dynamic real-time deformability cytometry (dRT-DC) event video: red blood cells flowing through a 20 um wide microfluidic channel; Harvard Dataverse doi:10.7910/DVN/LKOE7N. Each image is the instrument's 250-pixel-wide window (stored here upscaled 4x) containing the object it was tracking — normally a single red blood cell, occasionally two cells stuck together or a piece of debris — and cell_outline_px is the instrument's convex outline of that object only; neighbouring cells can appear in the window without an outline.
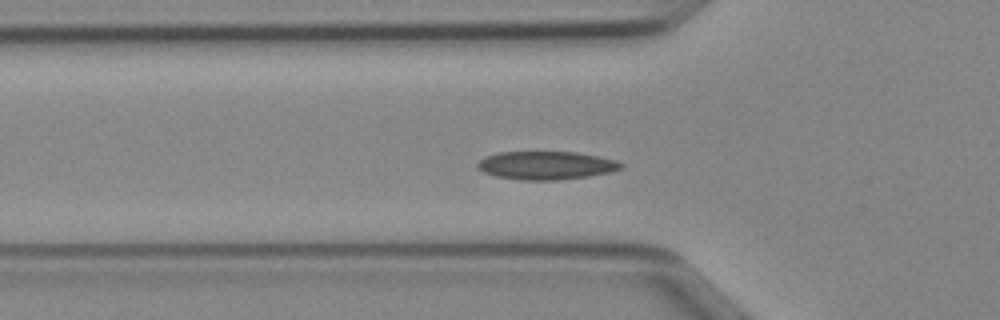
{"species": "Egyptian fruit bat (a non-hibernating species)", "species_latin": "Rousettus aegyptiacus", "temperature_condition": "cold", "stored_images_in_passage": 41, "camera_frame_rate_fps": 3000, "um_per_image_px": 0.085, "animal": {"sex": "female"}, "frame": {"image": 1, "passage_image": 6, "time_ms": 1.667, "image_size_px": [1000, 320], "cell_outline_px": [[624, 168], [612, 172], [588, 176], [560, 180], [520, 180], [496, 176], [484, 172], [476, 168], [476, 164], [484, 156], [500, 152], [576, 152], [616, 160], [624, 164]], "centroid_in_image_um": [46.42, 14.06], "position_along_channel_um": 79.4, "area_um2": 23.76}}
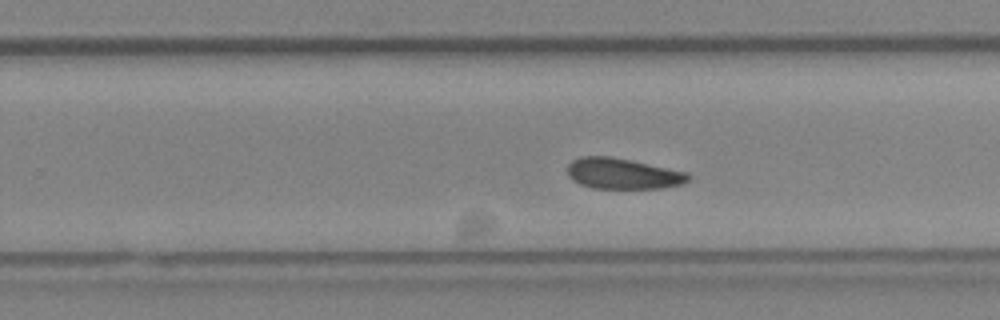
{"frame": {"image": 2, "passage_image": 21, "time_ms": 6.667, "image_size_px": [1000, 320], "cell_outline_px": [[692, 176], [684, 184], [664, 188], [592, 188], [580, 184], [572, 180], [568, 176], [568, 164], [572, 160], [580, 156], [612, 156], [632, 160], [688, 172]], "centroid_in_image_um": [52.96, 14.75], "position_along_channel_um": 276.8, "area_um2": 21.96}}
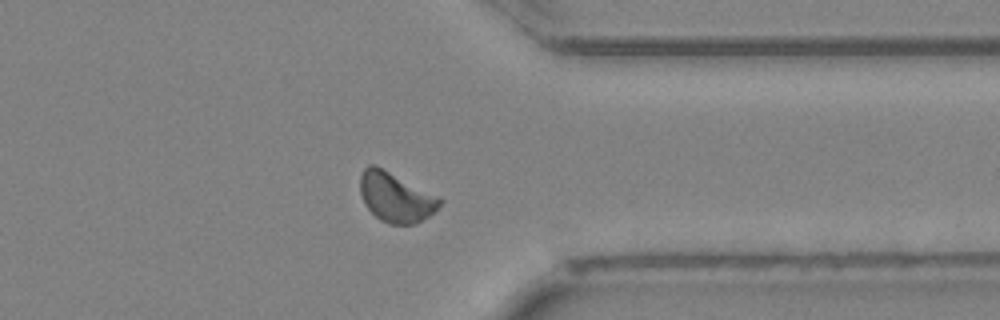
{"frame": {"image": 3, "passage_image": 29, "time_ms": 9.333, "image_size_px": [1000, 320], "cell_outline_px": [[440, 204], [428, 216], [416, 224], [388, 224], [380, 220], [364, 204], [360, 192], [360, 176], [364, 168], [368, 164], [376, 164], [440, 196]], "centroid_in_image_um": [33.61, 16.73], "position_along_channel_um": 377.8, "area_um2": 23.18}, "authors_computed_cell_mechanics": {"area_um2": 22.3108, "velocity_mm_per_s": 3.9628, "shape_relaxation_time_tau1_ms": 5.6434, "shape_relaxation_time_tau2_ms": null, "deformation_change_tau1": 0.1101, "deformation_change_tau2": null}}